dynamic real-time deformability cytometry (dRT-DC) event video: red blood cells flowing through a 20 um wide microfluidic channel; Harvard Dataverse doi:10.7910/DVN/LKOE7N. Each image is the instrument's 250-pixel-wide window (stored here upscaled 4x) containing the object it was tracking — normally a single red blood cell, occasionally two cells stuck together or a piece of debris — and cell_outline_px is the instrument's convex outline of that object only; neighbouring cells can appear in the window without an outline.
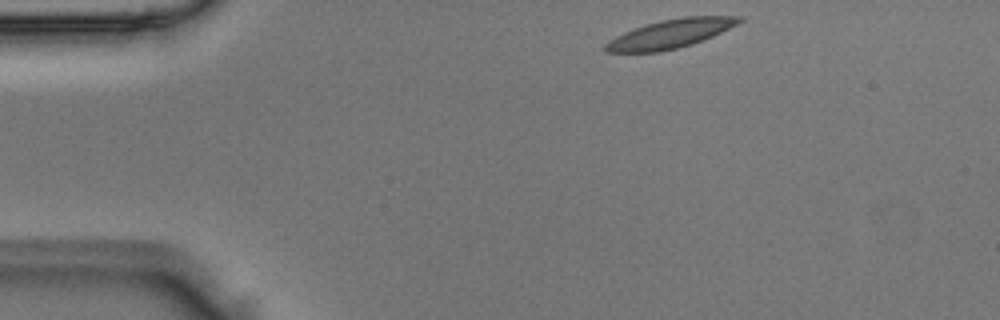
{"species": "Egyptian fruit bat (a non-hibernating species)", "species_latin": "Rousettus aegyptiacus", "temperature_condition": "room temperature", "stored_images_in_passage": 43, "camera_frame_rate_fps": 3000, "um_per_image_px": 0.085, "animal": {"sex": "male"}, "frame": {"image": 1, "passage_image": 1, "time_ms": 0.0, "image_size_px": [1000, 320], "cell_outline_px": [[744, 20], [712, 36], [692, 44], [660, 52], [604, 52], [604, 44], [608, 40], [632, 28], [660, 20], [684, 16], [744, 16]], "centroid_in_image_um": [56.94, 2.86], "position_along_channel_um": 28.1, "area_um2": 22.37}}
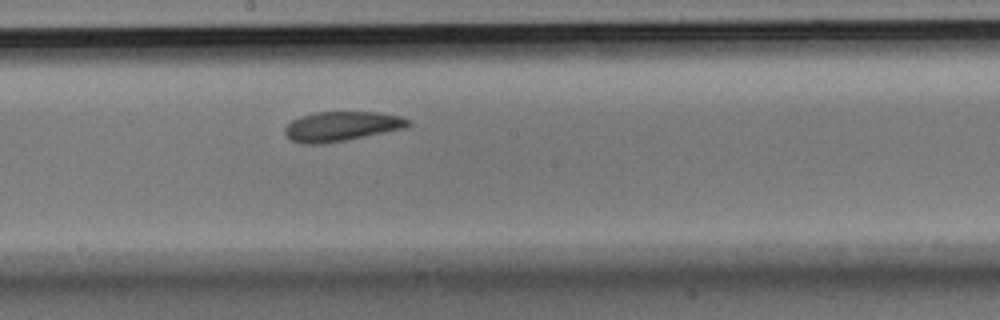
{"frame": {"image": 2, "passage_image": 20, "time_ms": 6.333, "image_size_px": [1000, 320], "cell_outline_px": [[412, 124], [408, 128], [348, 140], [324, 144], [300, 144], [292, 140], [284, 132], [284, 128], [292, 120], [300, 116], [316, 112], [380, 112], [400, 116], [412, 120]], "centroid_in_image_um": [29.09, 10.74], "position_along_channel_um": 219.1, "area_um2": 21.73}}
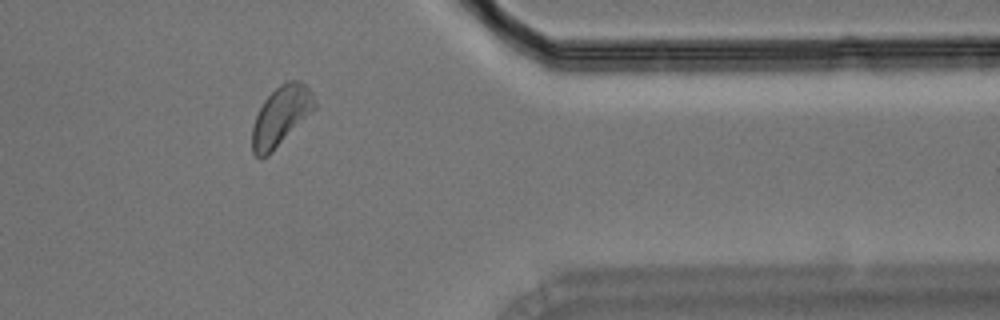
{"frame": {"image": 3, "passage_image": 34, "time_ms": 11.0, "image_size_px": [1000, 320], "cell_outline_px": [[316, 108], [268, 156], [260, 160], [252, 152], [252, 124], [264, 100], [280, 84], [288, 80], [300, 80], [308, 84], [316, 100]], "centroid_in_image_um": [23.89, 9.85], "position_along_channel_um": 387.5, "area_um2": 21.85}}